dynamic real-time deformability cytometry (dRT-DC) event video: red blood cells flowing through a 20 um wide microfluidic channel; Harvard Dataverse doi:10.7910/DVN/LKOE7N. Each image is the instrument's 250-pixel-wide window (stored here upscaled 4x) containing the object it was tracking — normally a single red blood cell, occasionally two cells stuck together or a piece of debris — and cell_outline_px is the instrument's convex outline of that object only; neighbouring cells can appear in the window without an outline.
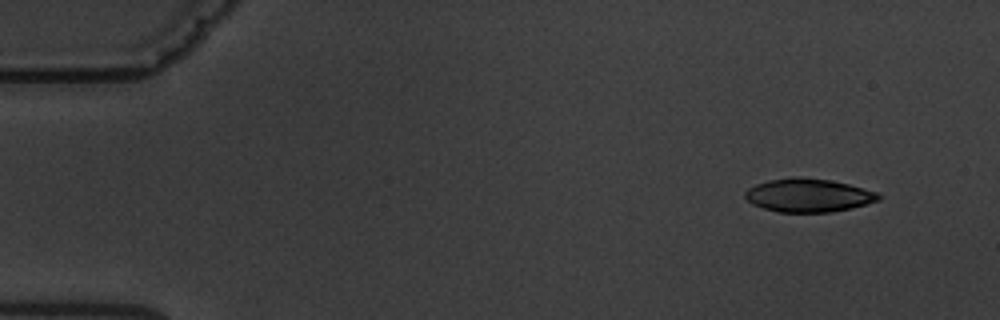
{"species": "common noctule bat (a hibernating species)", "species_latin": "Nyctalus noctula", "temperature_condition": "warm", "stored_images_in_passage": 4, "camera_frame_rate_fps": 3000, "um_per_image_px": 0.085, "animal": {"sex": "male", "body_mass_g": 19.5, "forearm_length_mm": 54.6}, "frame": {"image": 1, "passage_image": 1, "time_ms": 0.0, "image_size_px": [1000, 320], "cell_outline_px": [[880, 200], [832, 212], [780, 212], [764, 208], [752, 204], [744, 196], [744, 192], [748, 188], [756, 184], [768, 180], [792, 176], [800, 176], [832, 180], [848, 184], [876, 192], [880, 196]], "centroid_in_image_um": [68.66, 16.58], "position_along_channel_um": 16.3, "area_um2": 25.89}}
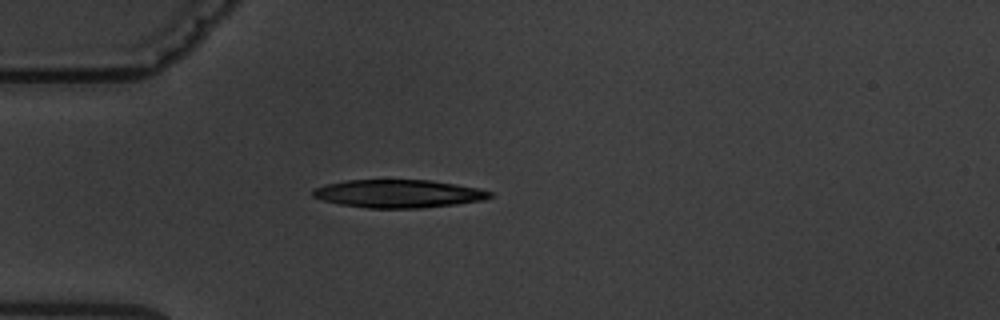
{"frame": {"image": 2, "passage_image": 4, "time_ms": 3.667, "image_size_px": [1000, 320], "cell_outline_px": [[492, 196], [484, 200], [456, 204], [420, 208], [368, 208], [340, 204], [320, 200], [312, 196], [312, 188], [324, 184], [344, 180], [428, 180], [456, 184], [476, 188], [492, 192]], "centroid_in_image_um": [33.8, 16.46], "position_along_channel_um": 51.2, "area_um2": 29.02}}